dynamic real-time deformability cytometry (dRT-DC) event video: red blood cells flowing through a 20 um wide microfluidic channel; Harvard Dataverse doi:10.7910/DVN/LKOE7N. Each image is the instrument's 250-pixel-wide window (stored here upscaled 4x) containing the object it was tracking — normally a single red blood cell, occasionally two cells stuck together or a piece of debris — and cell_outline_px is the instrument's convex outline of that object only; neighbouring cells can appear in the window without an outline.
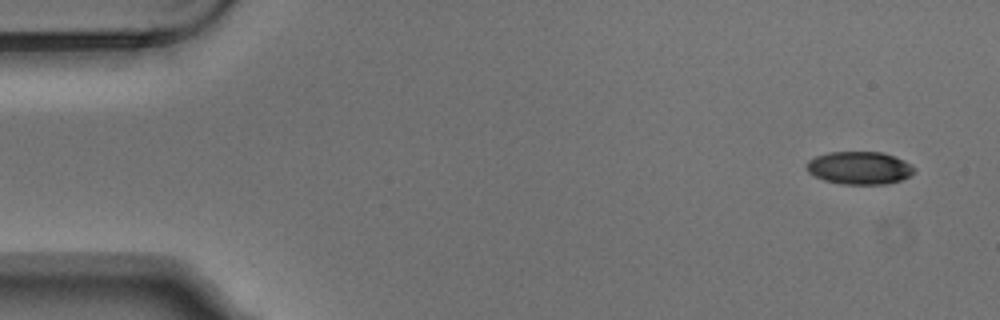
{"species": "Egyptian fruit bat (a non-hibernating species)", "species_latin": "Rousettus aegyptiacus", "temperature_condition": "warm", "stored_images_in_passage": 4, "camera_frame_rate_fps": 3000, "um_per_image_px": 0.085, "animal": {"sex": "male"}, "frame": {"image": 1, "passage_image": 1, "time_ms": 0.0, "image_size_px": [1000, 320], "cell_outline_px": [[916, 168], [908, 176], [900, 180], [884, 184], [840, 184], [824, 180], [808, 172], [808, 160], [816, 156], [828, 152], [884, 152], [904, 160]], "centroid_in_image_um": [73.05, 14.26], "position_along_channel_um": 11.9, "area_um2": 20.4}}
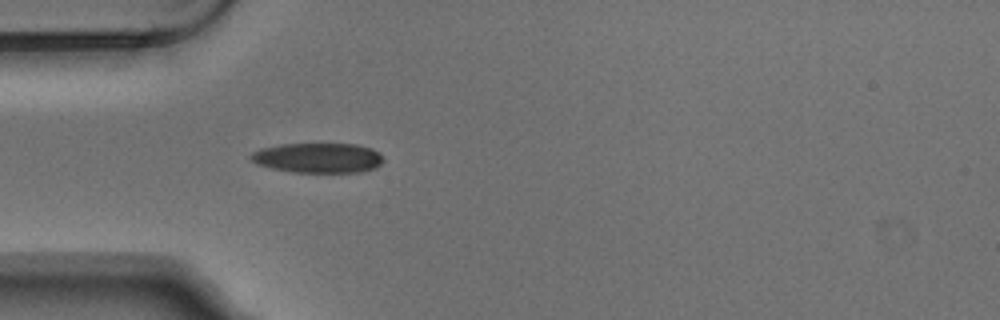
{"frame": {"image": 2, "passage_image": 4, "time_ms": 1.0, "image_size_px": [1000, 320], "cell_outline_px": [[384, 160], [376, 168], [360, 172], [292, 172], [272, 168], [256, 164], [248, 156], [252, 152], [260, 148], [280, 144], [356, 144], [372, 148], [380, 152]], "centroid_in_image_um": [27.04, 13.41], "position_along_channel_um": 58.0, "area_um2": 23.29}}